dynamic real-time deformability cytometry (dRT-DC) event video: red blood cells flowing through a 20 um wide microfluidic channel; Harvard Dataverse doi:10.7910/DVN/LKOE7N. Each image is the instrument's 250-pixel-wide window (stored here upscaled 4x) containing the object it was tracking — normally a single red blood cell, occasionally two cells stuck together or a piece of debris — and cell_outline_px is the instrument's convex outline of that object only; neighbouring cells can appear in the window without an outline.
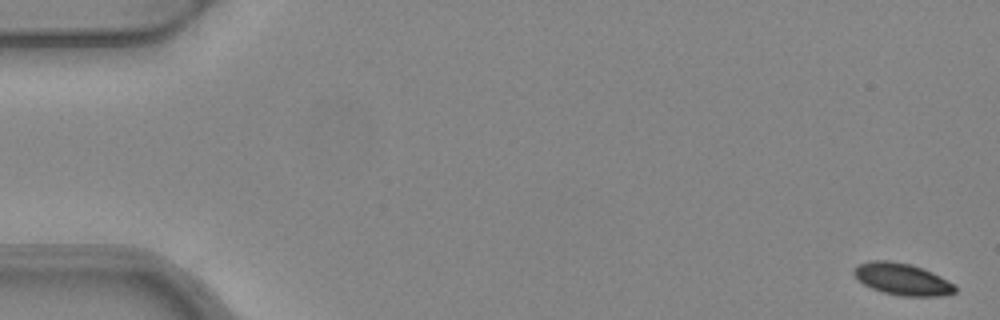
{"species": "common noctule bat (a hibernating species)", "species_latin": "Nyctalus noctula", "temperature_condition": "warm", "stored_images_in_passage": 5, "camera_frame_rate_fps": 3000, "um_per_image_px": 0.085, "animal": {"sex": "female", "body_mass_g": 24.6, "forearm_length_mm": 56.2}, "frame": {"image": 1, "passage_image": 1, "time_ms": 0.0, "image_size_px": [1000, 320], "cell_outline_px": [[956, 292], [940, 296], [900, 296], [884, 292], [872, 288], [864, 284], [852, 272], [852, 268], [860, 264], [872, 260], [888, 260], [912, 264], [932, 272], [956, 284]], "centroid_in_image_um": [76.71, 23.72], "position_along_channel_um": 8.3, "area_um2": 18.79}}
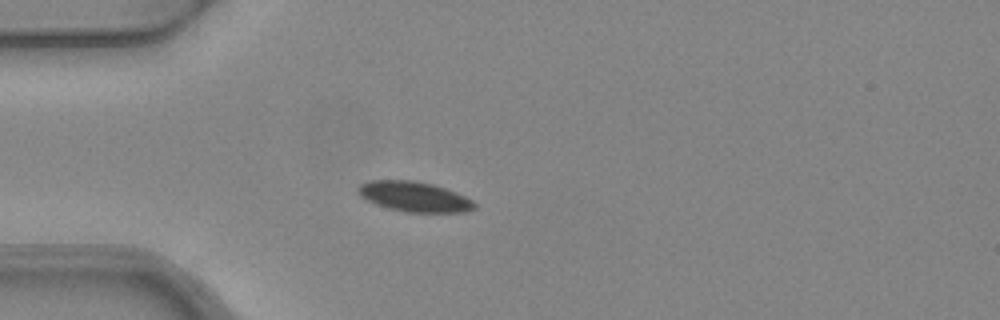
{"frame": {"image": 2, "passage_image": 5, "time_ms": 1.333, "image_size_px": [1000, 320], "cell_outline_px": [[476, 208], [464, 212], [404, 212], [388, 208], [376, 204], [360, 196], [356, 192], [356, 188], [360, 184], [368, 180], [412, 180], [432, 184], [456, 192], [472, 200], [476, 204]], "centroid_in_image_um": [35.18, 16.71], "position_along_channel_um": 49.8, "area_um2": 20.46}}